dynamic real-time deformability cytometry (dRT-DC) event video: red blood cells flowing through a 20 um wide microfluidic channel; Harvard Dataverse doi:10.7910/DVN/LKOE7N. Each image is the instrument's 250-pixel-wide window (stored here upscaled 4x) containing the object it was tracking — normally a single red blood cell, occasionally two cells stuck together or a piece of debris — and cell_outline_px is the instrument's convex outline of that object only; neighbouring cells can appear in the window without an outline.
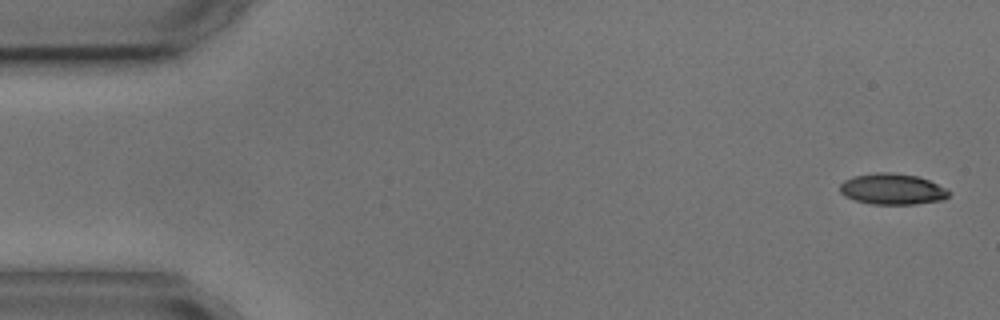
{"species": "common noctule bat (a hibernating species)", "species_latin": "Nyctalus noctula", "temperature_condition": "cold", "stored_images_in_passage": 5, "camera_frame_rate_fps": 3000, "um_per_image_px": 0.085, "animal": {"sex": "male", "body_mass_g": 17.9, "forearm_length_mm": 54.2}, "frame": {"image": 1, "passage_image": 1, "time_ms": 0.0, "image_size_px": [1000, 320], "cell_outline_px": [[948, 196], [944, 200], [916, 204], [872, 204], [856, 200], [844, 196], [840, 192], [840, 184], [844, 180], [852, 176], [876, 172], [892, 172], [916, 176], [928, 180], [944, 188], [948, 192]], "centroid_in_image_um": [75.8, 16.07], "position_along_channel_um": 9.2, "area_um2": 19.59}}
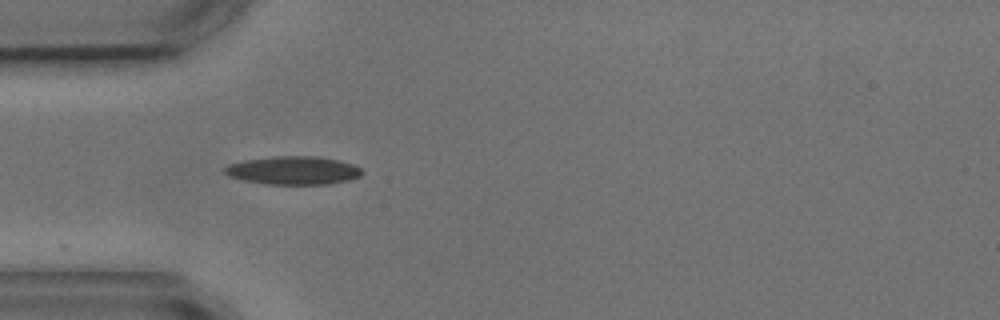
{"frame": {"image": 2, "passage_image": 4, "time_ms": 4.667, "image_size_px": [1000, 320], "cell_outline_px": [[364, 172], [360, 176], [348, 180], [328, 184], [264, 184], [244, 180], [228, 176], [224, 172], [224, 168], [228, 164], [244, 160], [272, 156], [316, 156], [336, 160], [352, 164], [360, 168]], "centroid_in_image_um": [24.9, 14.48], "position_along_channel_um": 60.1, "area_um2": 22.6}}